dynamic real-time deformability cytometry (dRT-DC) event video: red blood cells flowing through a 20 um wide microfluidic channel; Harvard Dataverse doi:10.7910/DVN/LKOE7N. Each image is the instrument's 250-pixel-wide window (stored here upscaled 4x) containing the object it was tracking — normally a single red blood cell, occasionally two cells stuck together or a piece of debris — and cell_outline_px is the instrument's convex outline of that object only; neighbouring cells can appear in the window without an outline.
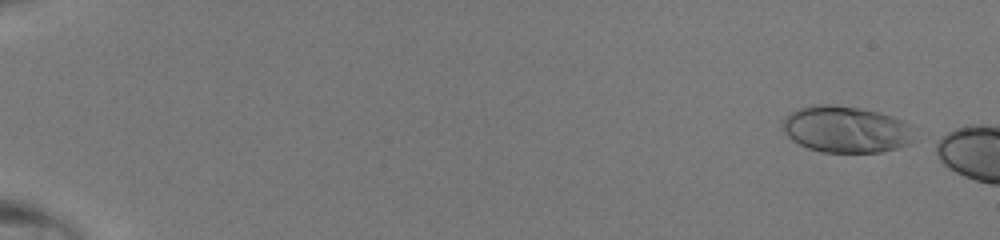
{"species": "human", "species_latin": "Homo sapiens", "temperature_condition": "room temperature", "stored_images_in_passage": 8, "camera_frame_rate_fps": 3000, "um_per_image_px": 0.085, "donor": {"sex": "male"}, "frame": {"image": 1, "passage_image": 4, "time_ms": 1.0, "image_size_px": [1000, 240], "cell_outline_px": [[912, 140], [908, 144], [896, 148], [880, 152], [824, 152], [808, 148], [792, 140], [784, 132], [784, 120], [792, 112], [800, 108], [812, 104], [828, 104], [860, 108], [880, 112], [892, 116], [908, 124]], "centroid_in_image_um": [71.88, 10.99], "position_along_channel_um": 13.1, "area_um2": 35.2}}